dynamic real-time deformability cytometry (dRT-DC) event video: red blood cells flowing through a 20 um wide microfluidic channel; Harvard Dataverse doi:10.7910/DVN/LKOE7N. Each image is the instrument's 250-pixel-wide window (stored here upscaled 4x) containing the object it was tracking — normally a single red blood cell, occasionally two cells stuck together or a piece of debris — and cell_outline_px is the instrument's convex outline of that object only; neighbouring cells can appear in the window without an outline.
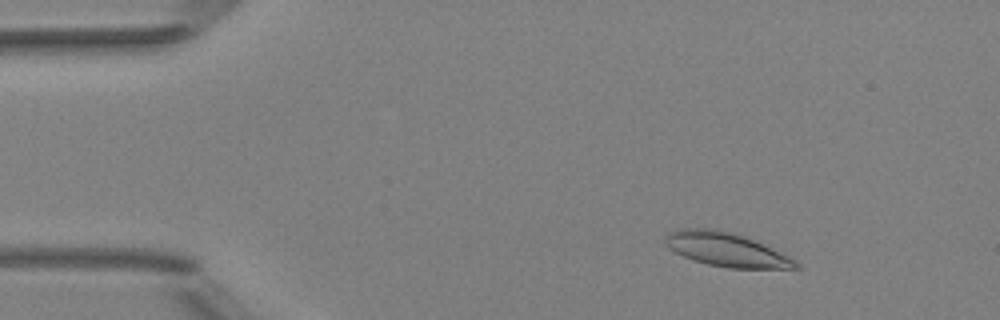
{"species": "Egyptian fruit bat (a non-hibernating species)", "species_latin": "Rousettus aegyptiacus", "temperature_condition": "room temperature", "stored_images_in_passage": 51, "camera_frame_rate_fps": 3000, "um_per_image_px": 0.085, "animal": {"sex": "female"}, "frame": {"image": 1, "passage_image": 7, "time_ms": 2.0, "image_size_px": [1000, 320], "cell_outline_px": [[800, 268], [728, 268], [708, 264], [692, 260], [668, 248], [664, 244], [664, 236], [668, 232], [676, 228], [716, 228], [732, 232], [744, 236], [764, 244], [796, 260], [800, 264]], "centroid_in_image_um": [61.68, 21.19], "position_along_channel_um": 23.3, "area_um2": 25.95}}
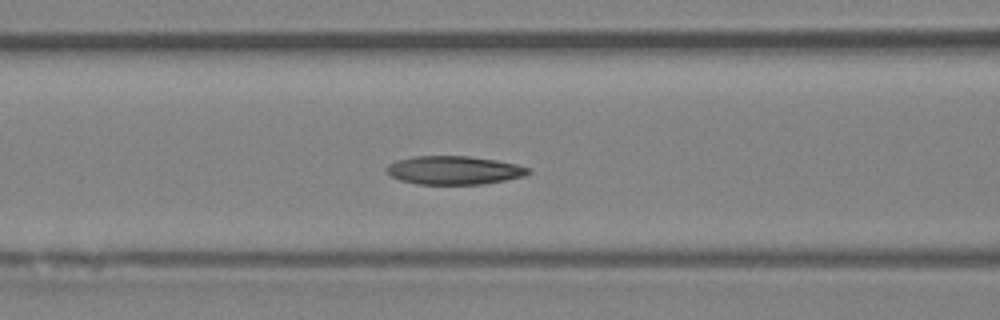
{"frame": {"image": 2, "passage_image": 21, "time_ms": 6.667, "image_size_px": [1000, 320], "cell_outline_px": [[532, 172], [524, 176], [484, 184], [416, 184], [400, 180], [384, 172], [384, 168], [388, 164], [396, 160], [412, 156], [468, 156], [496, 160], [516, 164], [532, 168]], "centroid_in_image_um": [38.57, 14.46], "position_along_channel_um": 128.0, "area_um2": 23.76}}
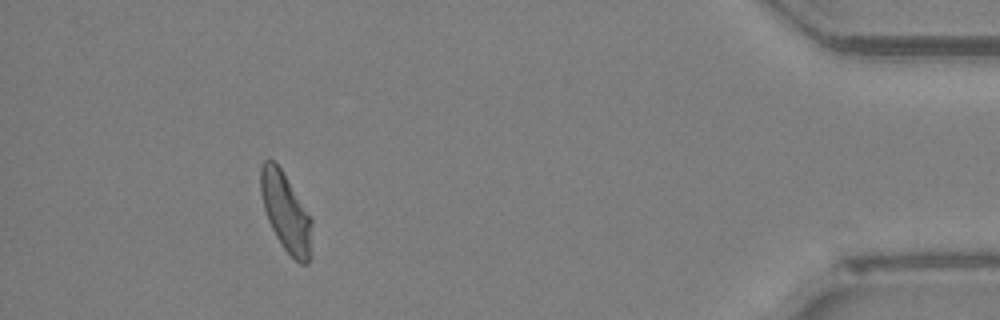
{"frame": {"image": 3, "passage_image": 47, "time_ms": 15.333, "image_size_px": [1000, 320], "cell_outline_px": [[312, 256], [308, 264], [300, 264], [284, 248], [276, 236], [268, 220], [264, 208], [260, 192], [260, 168], [264, 160], [272, 160], [280, 168], [312, 220]], "centroid_in_image_um": [24.31, 18.09], "position_along_channel_um": 410.9, "area_um2": 23.18}, "authors_computed_cell_mechanics": {"area_um2": 23.5824, "velocity_mm_per_s": 3.9536, "shape_relaxation_time_tau1_ms": 6.0806, "shape_relaxation_time_tau2_ms": 3.1757, "deformation_change_tau1": 0.1514, "deformation_change_tau2": 0.0899}}